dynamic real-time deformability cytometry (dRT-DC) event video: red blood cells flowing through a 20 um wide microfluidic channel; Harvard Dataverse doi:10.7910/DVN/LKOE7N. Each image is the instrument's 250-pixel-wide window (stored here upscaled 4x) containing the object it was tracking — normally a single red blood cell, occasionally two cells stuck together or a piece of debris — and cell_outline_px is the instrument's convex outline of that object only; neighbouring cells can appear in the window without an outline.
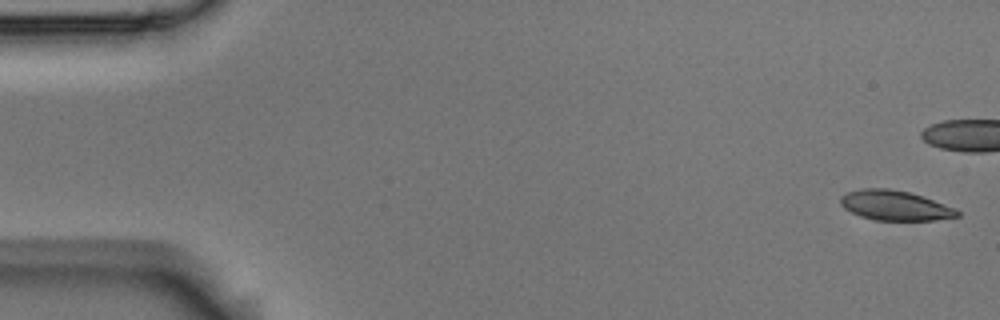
{"species": "Egyptian fruit bat (a non-hibernating species)", "species_latin": "Rousettus aegyptiacus", "temperature_condition": "room temperature", "stored_images_in_passage": 6, "camera_frame_rate_fps": 3000, "um_per_image_px": 0.085, "animal": {"sex": "male"}, "frame": {"image": 1, "passage_image": 1, "time_ms": 0.0, "image_size_px": [1000, 320], "cell_outline_px": [[960, 216], [936, 220], [876, 220], [860, 216], [844, 208], [840, 204], [840, 196], [848, 192], [860, 188], [888, 188], [908, 192], [956, 208], [960, 212]], "centroid_in_image_um": [76.06, 17.46], "position_along_channel_um": 8.9, "area_um2": 20.23}}
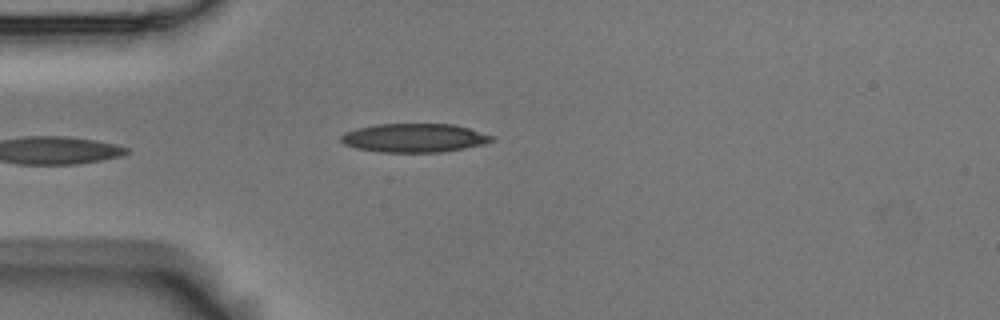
{"frame": {"image": 2, "passage_image": 5, "time_ms": 1.333, "image_size_px": [1000, 320], "cell_outline_px": [[496, 136], [492, 140], [484, 144], [464, 148], [440, 152], [380, 152], [356, 148], [344, 144], [340, 140], [340, 136], [344, 132], [356, 128], [376, 124], [452, 124], [468, 128]], "centroid_in_image_um": [35.19, 11.72], "position_along_channel_um": 49.8, "area_um2": 25.26}}